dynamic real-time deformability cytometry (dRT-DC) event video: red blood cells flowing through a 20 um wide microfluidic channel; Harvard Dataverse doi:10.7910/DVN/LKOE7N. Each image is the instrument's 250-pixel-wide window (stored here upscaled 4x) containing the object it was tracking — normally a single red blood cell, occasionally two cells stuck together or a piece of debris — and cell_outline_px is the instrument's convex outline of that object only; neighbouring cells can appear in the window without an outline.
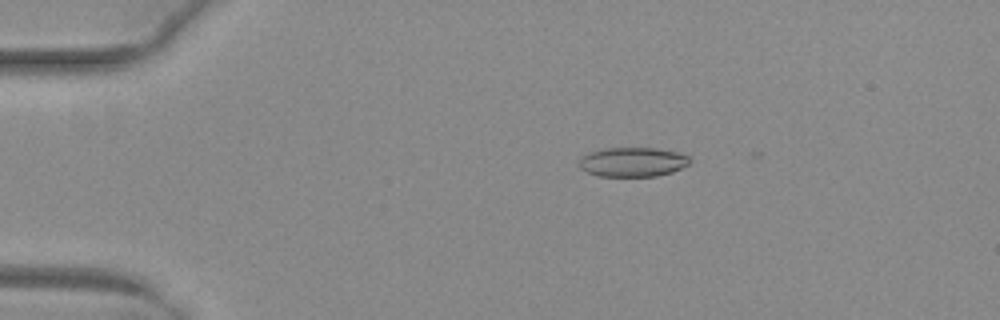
{"species": "common noctule bat (a hibernating species)", "species_latin": "Nyctalus noctula", "temperature_condition": "warm", "stored_images_in_passage": 44, "camera_frame_rate_fps": 3000, "um_per_image_px": 0.085, "animal": {"sex": "female", "body_mass_g": 29.2, "forearm_length_mm": 56.3}, "frame": {"image": 1, "passage_image": 3, "time_ms": 0.667, "image_size_px": [1000, 320], "cell_outline_px": [[688, 164], [672, 172], [656, 176], [600, 176], [588, 172], [580, 168], [580, 160], [584, 156], [592, 152], [604, 148], [656, 148], [680, 152], [688, 156]], "centroid_in_image_um": [53.8, 13.76], "position_along_channel_um": 31.2, "area_um2": 18.67}}
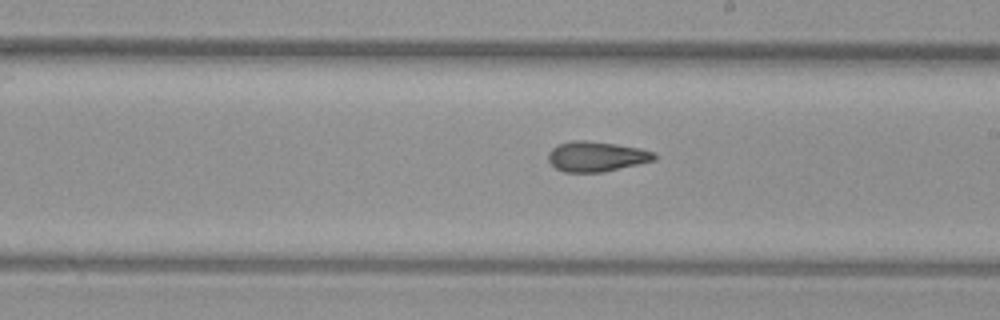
{"frame": {"image": 2, "passage_image": 23, "time_ms": 7.333, "image_size_px": [1000, 320], "cell_outline_px": [[656, 160], [604, 172], [564, 172], [556, 168], [548, 160], [548, 152], [556, 144], [572, 140], [584, 140], [616, 144], [640, 148], [656, 152]], "centroid_in_image_um": [50.69, 13.29], "position_along_channel_um": 238.3, "area_um2": 18.79}}
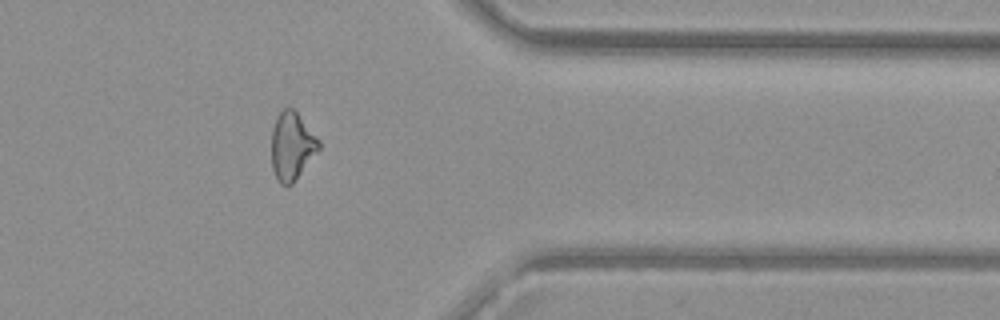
{"frame": {"image": 3, "passage_image": 35, "time_ms": 11.333, "image_size_px": [1000, 320], "cell_outline_px": [[320, 148], [296, 180], [288, 188], [280, 184], [276, 180], [272, 168], [272, 128], [276, 116], [284, 108], [292, 108], [296, 112], [320, 140]], "centroid_in_image_um": [24.8, 12.46], "position_along_channel_um": 386.6, "area_um2": 18.84}, "authors_computed_cell_mechanics": {"area_um2": 18.8139, "velocity_mm_per_s": 4.0286, "shape_relaxation_time_tau1_ms": null, "shape_relaxation_time_tau2_ms": 2.7045, "deformation_change_tau1": null, "deformation_change_tau2": 0.1069}}